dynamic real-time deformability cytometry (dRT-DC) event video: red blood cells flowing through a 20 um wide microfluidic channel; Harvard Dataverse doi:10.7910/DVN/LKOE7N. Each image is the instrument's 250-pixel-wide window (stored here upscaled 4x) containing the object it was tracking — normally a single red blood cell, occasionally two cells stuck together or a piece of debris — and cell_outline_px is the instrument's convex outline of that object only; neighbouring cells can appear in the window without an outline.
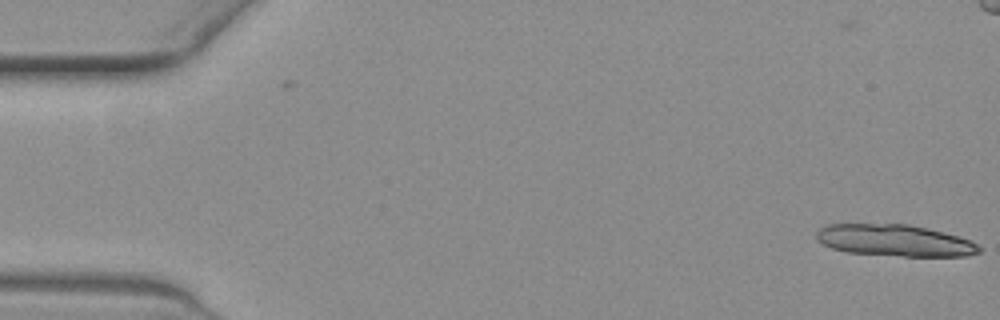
{"species": "common noctule bat (a hibernating species)", "species_latin": "Nyctalus noctula", "temperature_condition": "warm", "stored_images_in_passage": 4, "camera_frame_rate_fps": 3000, "um_per_image_px": 0.085, "animal": {"sex": "female", "body_mass_g": 19.3, "forearm_length_mm": 54.1}, "frame": {"image": 1, "passage_image": 4, "time_ms": 1.0, "image_size_px": [1000, 320], "cell_outline_px": [[980, 252], [964, 256], [904, 256], [848, 252], [832, 248], [816, 240], [816, 232], [820, 228], [828, 224], [908, 224], [944, 232], [972, 240], [980, 248]], "centroid_in_image_um": [76.04, 20.43], "position_along_channel_um": 9.0, "area_um2": 29.88}}